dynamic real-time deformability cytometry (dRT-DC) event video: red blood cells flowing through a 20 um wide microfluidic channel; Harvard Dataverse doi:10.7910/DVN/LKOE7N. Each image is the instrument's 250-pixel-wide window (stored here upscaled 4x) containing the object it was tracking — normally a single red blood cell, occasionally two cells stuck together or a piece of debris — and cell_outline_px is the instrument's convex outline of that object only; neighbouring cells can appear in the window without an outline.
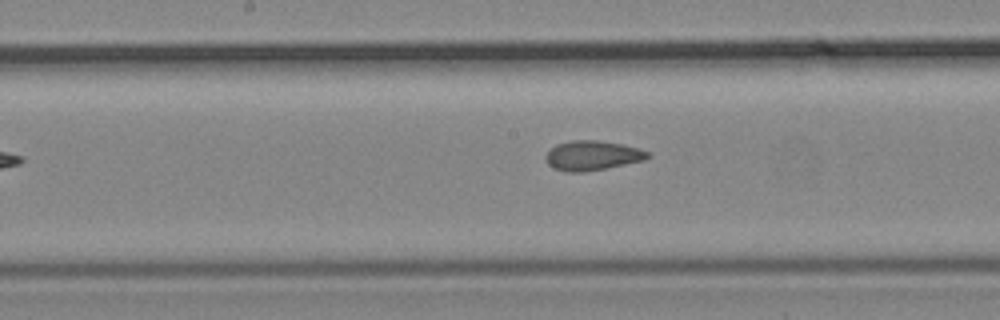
{"species": "common noctule bat (a hibernating species)", "species_latin": "Nyctalus noctula", "temperature_condition": "cold", "stored_images_in_passage": 8, "camera_frame_rate_fps": 3000, "um_per_image_px": 0.085, "animal": {"sex": "male", "body_mass_g": 19.2, "forearm_length_mm": 51.8}, "frame": {"image": 1, "passage_image": 7, "time_ms": 2.0, "image_size_px": [1000, 320], "cell_outline_px": [[652, 156], [644, 160], [604, 168], [580, 172], [568, 172], [556, 168], [548, 164], [544, 160], [544, 156], [556, 144], [572, 140], [600, 140], [624, 144], [640, 148], [648, 152]], "centroid_in_image_um": [50.36, 13.2], "position_along_channel_um": 197.8, "area_um2": 17.57}}
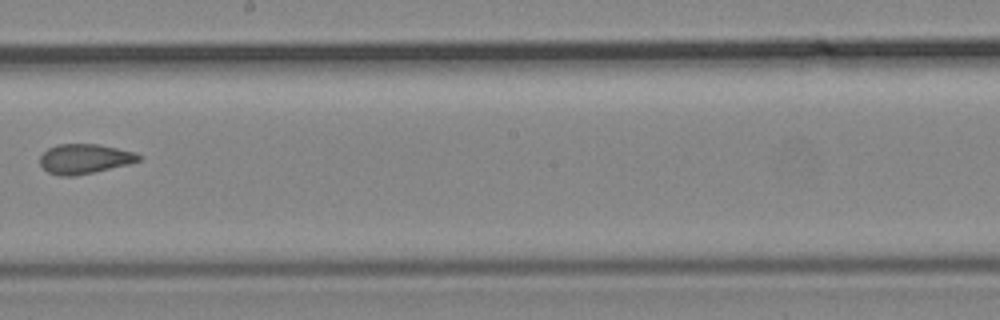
{"frame": {"image": 2, "passage_image": 8, "time_ms": 2.333, "image_size_px": [1000, 320], "cell_outline_px": [[144, 156], [140, 160], [128, 164], [76, 176], [60, 176], [48, 172], [40, 164], [40, 156], [48, 148], [56, 144], [96, 144], [136, 152]], "centroid_in_image_um": [7.19, 13.5], "position_along_channel_um": 241.0, "area_um2": 17.11}}